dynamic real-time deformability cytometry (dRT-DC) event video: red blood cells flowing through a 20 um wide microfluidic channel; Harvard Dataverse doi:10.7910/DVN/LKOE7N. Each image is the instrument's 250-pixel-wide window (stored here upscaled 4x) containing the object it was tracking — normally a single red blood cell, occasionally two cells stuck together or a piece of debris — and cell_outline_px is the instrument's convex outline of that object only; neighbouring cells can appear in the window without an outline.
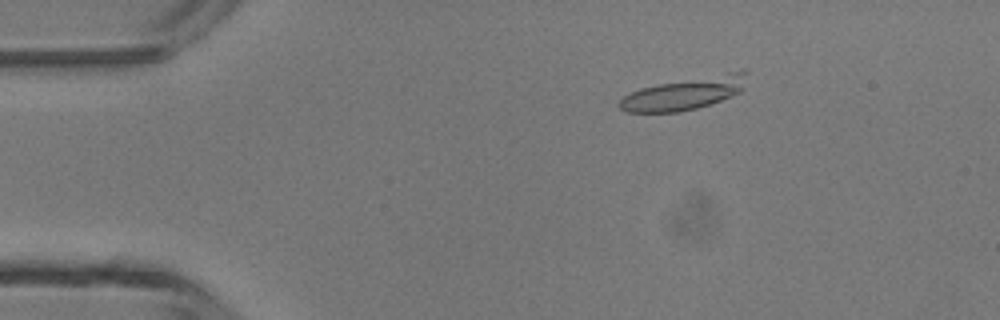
{"species": "common noctule bat (a hibernating species)", "species_latin": "Nyctalus noctula", "temperature_condition": "room temperature", "stored_images_in_passage": 11, "camera_frame_rate_fps": 3000, "um_per_image_px": 0.085, "animal": {"sex": "male", "body_mass_g": 13.3}, "frame": {"image": 1, "passage_image": 8, "time_ms": 2.333, "image_size_px": [1000, 320], "cell_outline_px": [[748, 72], [744, 88], [740, 92], [732, 96], [696, 108], [680, 112], [628, 112], [620, 108], [616, 104], [624, 96], [640, 88], [660, 84], [744, 68], [748, 68]], "centroid_in_image_um": [58.25, 7.91], "position_along_channel_um": 26.8, "area_um2": 24.16}}